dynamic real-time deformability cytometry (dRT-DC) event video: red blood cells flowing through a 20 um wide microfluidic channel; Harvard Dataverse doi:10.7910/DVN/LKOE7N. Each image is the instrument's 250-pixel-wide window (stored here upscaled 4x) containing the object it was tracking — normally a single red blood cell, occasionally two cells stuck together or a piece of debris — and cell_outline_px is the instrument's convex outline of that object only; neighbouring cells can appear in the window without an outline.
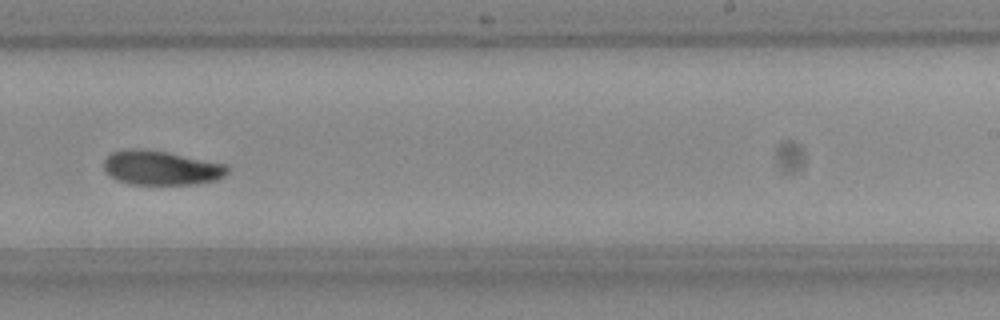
{"species": "Egyptian fruit bat (a non-hibernating species)", "species_latin": "Rousettus aegyptiacus", "temperature_condition": "room temperature", "stored_images_in_passage": 9, "camera_frame_rate_fps": 3000, "um_per_image_px": 0.085, "frame": {"image": 1, "passage_image": 9, "time_ms": 2.667, "image_size_px": [1000, 320], "cell_outline_px": [[228, 172], [224, 176], [216, 180], [192, 184], [132, 184], [116, 180], [104, 168], [104, 160], [112, 152], [128, 148], [136, 148], [168, 152], [228, 164]], "centroid_in_image_um": [13.72, 14.26], "position_along_channel_um": 275.3, "area_um2": 24.68}}